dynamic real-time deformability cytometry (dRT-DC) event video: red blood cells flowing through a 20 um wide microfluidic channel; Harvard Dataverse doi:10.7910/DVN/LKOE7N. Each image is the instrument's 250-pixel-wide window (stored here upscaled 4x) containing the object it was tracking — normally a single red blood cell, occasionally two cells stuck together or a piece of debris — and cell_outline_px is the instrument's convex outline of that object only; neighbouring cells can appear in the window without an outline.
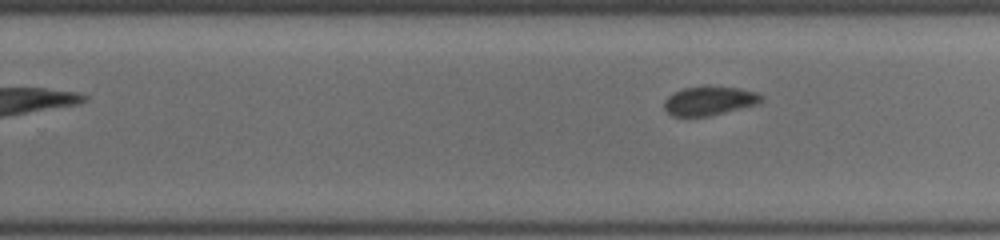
{"species": "common noctule bat (a hibernating species)", "species_latin": "Nyctalus noctula", "temperature_condition": "cold", "stored_images_in_passage": 17, "segment_of_instrument_passage": [2, 2], "camera_frame_rate_fps": 3000, "um_per_image_px": 0.085, "animal": {"sex": "female", "body_mass_g": 19.5, "forearm_length_mm": 54.1}, "frame": {"image": 1, "passage_image": 17, "time_ms": 6.667, "image_size_px": [1000, 240], "cell_outline_px": [[764, 96], [756, 104], [708, 116], [672, 116], [664, 108], [664, 100], [672, 92], [684, 88], [740, 88], [756, 92]], "centroid_in_image_um": [60.25, 8.59], "position_along_channel_um": 269.6, "area_um2": 15.78}}